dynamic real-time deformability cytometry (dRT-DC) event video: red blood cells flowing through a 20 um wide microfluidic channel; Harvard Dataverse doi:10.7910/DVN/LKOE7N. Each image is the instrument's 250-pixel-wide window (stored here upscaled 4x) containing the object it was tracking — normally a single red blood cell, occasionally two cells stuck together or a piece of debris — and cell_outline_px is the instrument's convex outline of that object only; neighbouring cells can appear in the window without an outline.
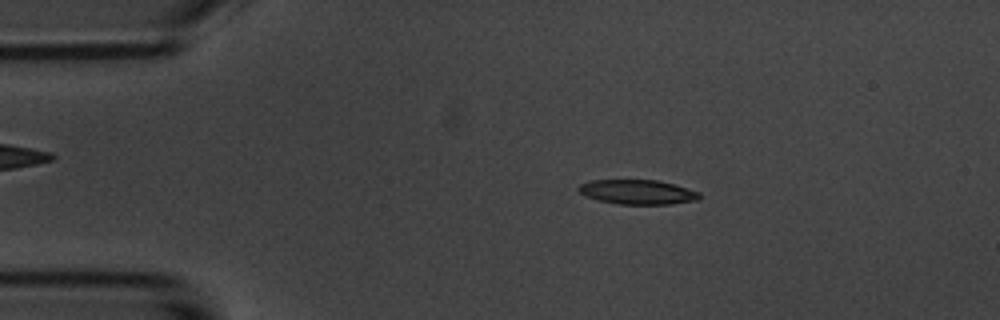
{"species": "common noctule bat (a hibernating species)", "species_latin": "Nyctalus noctula", "temperature_condition": "room temperature", "stored_images_in_passage": 4, "camera_frame_rate_fps": 3000, "um_per_image_px": 0.085, "animal": {"sex": "male", "body_mass_g": 20.1, "forearm_length_mm": 53.5}, "frame": {"image": 1, "passage_image": 2, "time_ms": 2.0, "image_size_px": [1000, 320], "cell_outline_px": [[700, 200], [668, 204], [620, 204], [600, 200], [588, 196], [580, 192], [576, 188], [580, 184], [588, 180], [656, 180], [672, 184], [700, 192]], "centroid_in_image_um": [54.2, 16.32], "position_along_channel_um": 30.8, "area_um2": 17.11}}
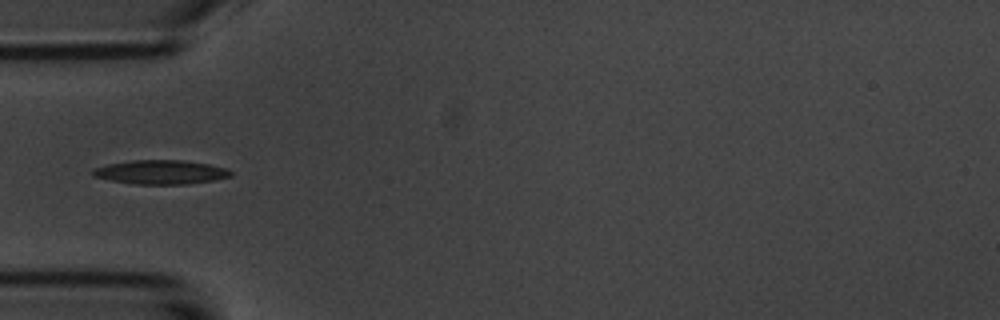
{"frame": {"image": 2, "passage_image": 4, "time_ms": 4.333, "image_size_px": [1000, 320], "cell_outline_px": [[232, 176], [212, 180], [188, 184], [136, 184], [112, 180], [92, 176], [92, 172], [96, 168], [108, 164], [132, 160], [184, 160], [208, 164], [228, 168], [232, 172]], "centroid_in_image_um": [13.7, 14.62], "position_along_channel_um": 71.3, "area_um2": 19.19}}